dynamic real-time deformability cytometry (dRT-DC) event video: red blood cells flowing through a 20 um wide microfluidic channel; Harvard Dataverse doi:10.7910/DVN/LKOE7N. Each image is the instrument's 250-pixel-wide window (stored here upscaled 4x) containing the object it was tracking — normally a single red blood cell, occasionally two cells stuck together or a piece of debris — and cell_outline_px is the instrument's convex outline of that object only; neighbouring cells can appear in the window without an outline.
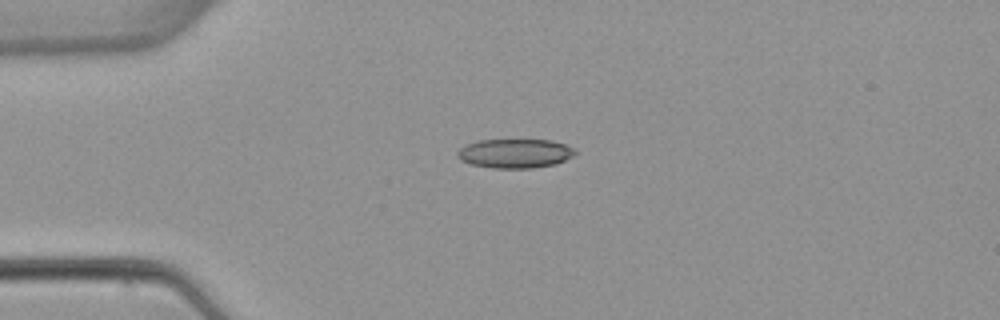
{"species": "common noctule bat (a hibernating species)", "species_latin": "Nyctalus noctula", "temperature_condition": "warm", "stored_images_in_passage": 5, "camera_frame_rate_fps": 3000, "um_per_image_px": 0.085, "animal": {"sex": "female", "body_mass_g": 22.7, "forearm_length_mm": 54.2}, "frame": {"image": 1, "passage_image": 4, "time_ms": 3.667, "image_size_px": [1000, 320], "cell_outline_px": [[576, 152], [572, 156], [556, 164], [532, 168], [492, 168], [468, 164], [460, 160], [456, 156], [456, 152], [464, 144], [480, 140], [548, 140], [564, 144], [576, 148]], "centroid_in_image_um": [43.72, 13.04], "position_along_channel_um": 41.3, "area_um2": 20.17}}